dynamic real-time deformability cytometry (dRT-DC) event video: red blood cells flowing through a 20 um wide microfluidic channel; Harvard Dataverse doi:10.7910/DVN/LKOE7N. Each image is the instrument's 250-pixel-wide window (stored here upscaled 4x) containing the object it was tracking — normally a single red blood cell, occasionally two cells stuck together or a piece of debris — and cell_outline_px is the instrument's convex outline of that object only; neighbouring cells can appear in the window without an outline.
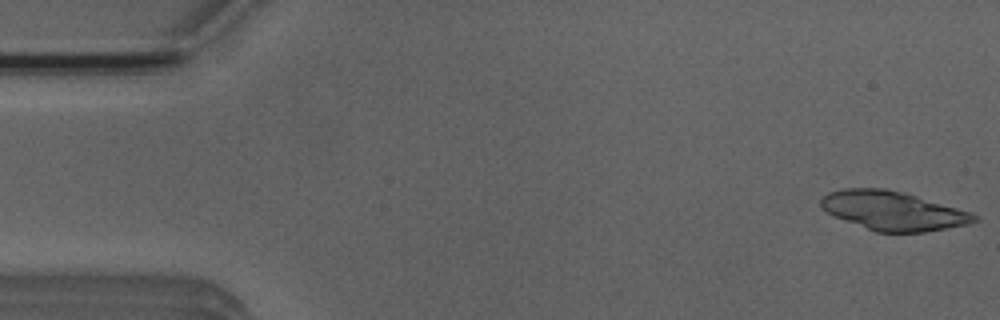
{"species": "Egyptian fruit bat (a non-hibernating species)", "species_latin": "Rousettus aegyptiacus", "temperature_condition": "room temperature", "stored_images_in_passage": 6, "camera_frame_rate_fps": 3000, "um_per_image_px": 0.085, "animal": {"sex": "male"}, "frame": {"image": 1, "passage_image": 1, "time_ms": 0.0, "image_size_px": [1000, 320], "cell_outline_px": [[980, 220], [968, 224], [924, 232], [876, 232], [832, 216], [820, 208], [820, 200], [828, 192], [844, 188], [884, 188], [916, 196], [972, 212], [980, 216]], "centroid_in_image_um": [75.89, 17.92], "position_along_channel_um": 9.1, "area_um2": 34.85}}